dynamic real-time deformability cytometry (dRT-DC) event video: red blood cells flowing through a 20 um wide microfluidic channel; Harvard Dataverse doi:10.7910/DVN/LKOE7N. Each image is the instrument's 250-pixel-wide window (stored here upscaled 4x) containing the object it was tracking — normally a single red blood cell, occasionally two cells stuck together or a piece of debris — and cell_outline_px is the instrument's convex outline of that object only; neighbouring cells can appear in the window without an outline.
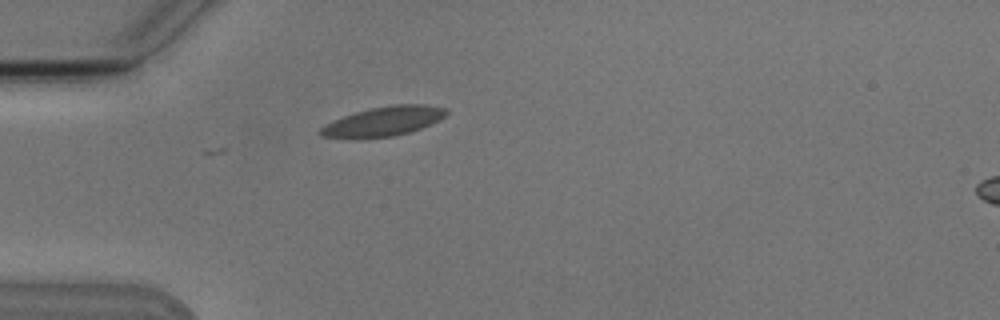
{"species": "Egyptian fruit bat (a non-hibernating species)", "species_latin": "Rousettus aegyptiacus", "temperature_condition": "cold", "stored_images_in_passage": 3, "camera_frame_rate_fps": 3000, "um_per_image_px": 0.085, "animal": {"sex": "male"}, "frame": {"image": 1, "passage_image": 1, "time_ms": 0.0, "image_size_px": [1000, 320], "cell_outline_px": [[448, 112], [440, 120], [420, 128], [408, 132], [392, 136], [320, 136], [320, 128], [324, 124], [344, 116], [368, 108], [392, 104], [428, 104], [448, 108]], "centroid_in_image_um": [32.69, 10.25], "position_along_channel_um": 52.3, "area_um2": 20.98}}